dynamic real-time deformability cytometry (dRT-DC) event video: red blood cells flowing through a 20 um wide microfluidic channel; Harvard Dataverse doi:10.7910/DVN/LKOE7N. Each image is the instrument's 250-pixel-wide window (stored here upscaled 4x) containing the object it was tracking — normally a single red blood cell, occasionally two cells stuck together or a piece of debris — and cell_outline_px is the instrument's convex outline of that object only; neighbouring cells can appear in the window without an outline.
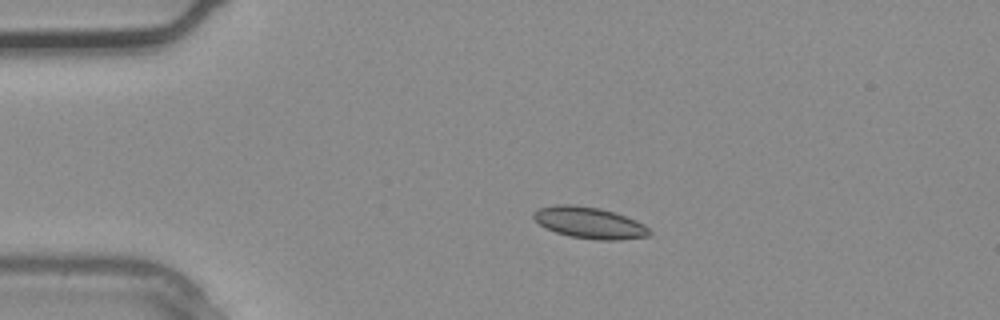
{"species": "common noctule bat (a hibernating species)", "species_latin": "Nyctalus noctula", "temperature_condition": "warm", "stored_images_in_passage": 2, "camera_frame_rate_fps": 3000, "um_per_image_px": 0.085, "animal": {"sex": "male", "body_mass_g": 20.4}, "frame": {"image": 1, "passage_image": 1, "time_ms": 0.0, "image_size_px": [1000, 320], "cell_outline_px": [[652, 232], [648, 236], [620, 240], [596, 240], [568, 236], [556, 232], [540, 224], [532, 216], [532, 212], [540, 208], [556, 204], [572, 204], [600, 208], [636, 220], [644, 224]], "centroid_in_image_um": [50.1, 18.94], "position_along_channel_um": 34.9, "area_um2": 21.15}}